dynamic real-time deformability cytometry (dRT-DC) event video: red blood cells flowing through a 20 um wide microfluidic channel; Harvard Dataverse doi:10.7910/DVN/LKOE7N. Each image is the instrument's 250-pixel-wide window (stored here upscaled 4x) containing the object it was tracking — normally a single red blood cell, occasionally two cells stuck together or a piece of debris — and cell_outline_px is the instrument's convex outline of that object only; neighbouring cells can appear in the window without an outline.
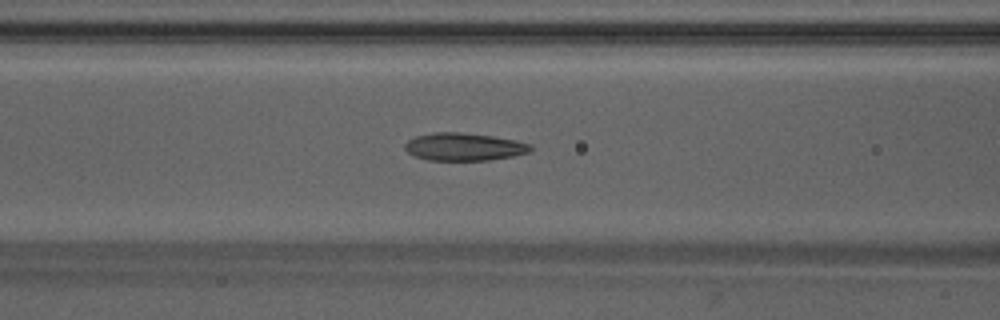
{"species": "Egyptian fruit bat (a non-hibernating species)", "species_latin": "Rousettus aegyptiacus", "temperature_condition": "warm", "stored_images_in_passage": 49, "camera_frame_rate_fps": 3000, "um_per_image_px": 0.085, "animal": {"sex": "male"}, "frame": {"image": 1, "passage_image": 21, "time_ms": 6.667, "image_size_px": [1000, 320], "cell_outline_px": [[532, 148], [528, 152], [512, 156], [488, 160], [428, 160], [416, 156], [408, 152], [404, 148], [404, 144], [408, 140], [416, 136], [436, 132], [456, 132], [492, 136], [516, 140], [532, 144]], "centroid_in_image_um": [39.44, 12.47], "position_along_channel_um": 127.2, "area_um2": 20.11}}
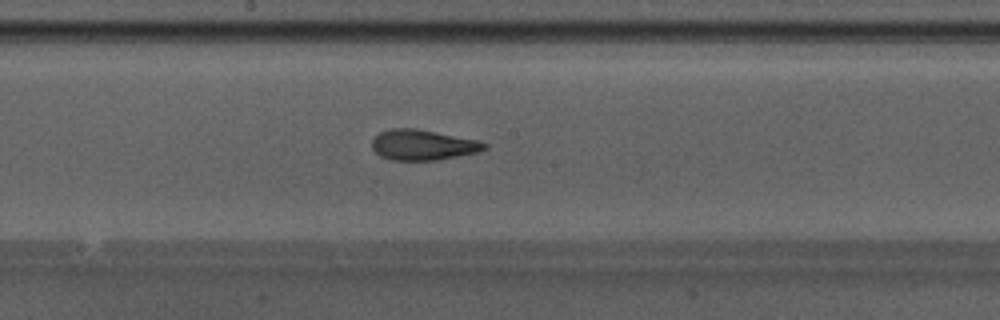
{"frame": {"image": 2, "passage_image": 27, "time_ms": 8.667, "image_size_px": [1000, 320], "cell_outline_px": [[488, 148], [476, 152], [436, 160], [392, 160], [380, 156], [372, 148], [372, 140], [380, 132], [392, 128], [416, 128], [476, 140], [488, 144]], "centroid_in_image_um": [35.91, 12.31], "position_along_channel_um": 212.3, "area_um2": 19.71}}
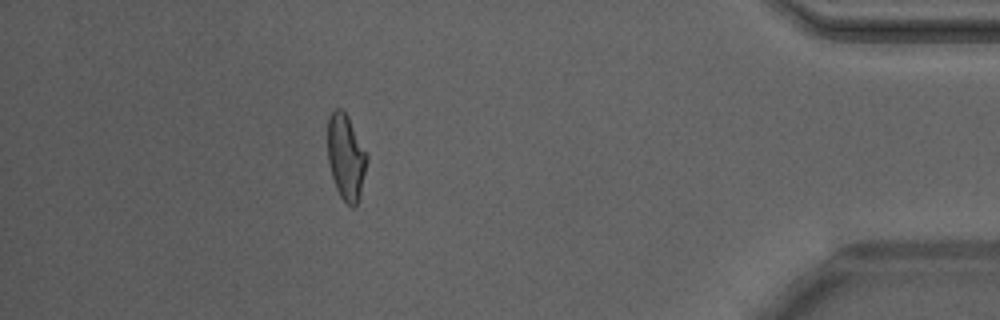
{"frame": {"image": 3, "passage_image": 44, "time_ms": 14.333, "image_size_px": [1000, 320], "cell_outline_px": [[368, 160], [356, 204], [352, 208], [340, 196], [336, 188], [332, 176], [328, 160], [328, 116], [336, 108], [340, 108], [348, 116], [368, 152]], "centroid_in_image_um": [29.41, 13.29], "position_along_channel_um": 405.8, "area_um2": 19.48}, "authors_computed_cell_mechanics": {"area_um2": 19.941, "velocity_mm_per_s": 4.2647, "shape_relaxation_time_tau1_ms": 2.6481, "shape_relaxation_time_tau2_ms": 1.4257, "deformation_change_tau1": 0.1519, "deformation_change_tau2": 0.105}}